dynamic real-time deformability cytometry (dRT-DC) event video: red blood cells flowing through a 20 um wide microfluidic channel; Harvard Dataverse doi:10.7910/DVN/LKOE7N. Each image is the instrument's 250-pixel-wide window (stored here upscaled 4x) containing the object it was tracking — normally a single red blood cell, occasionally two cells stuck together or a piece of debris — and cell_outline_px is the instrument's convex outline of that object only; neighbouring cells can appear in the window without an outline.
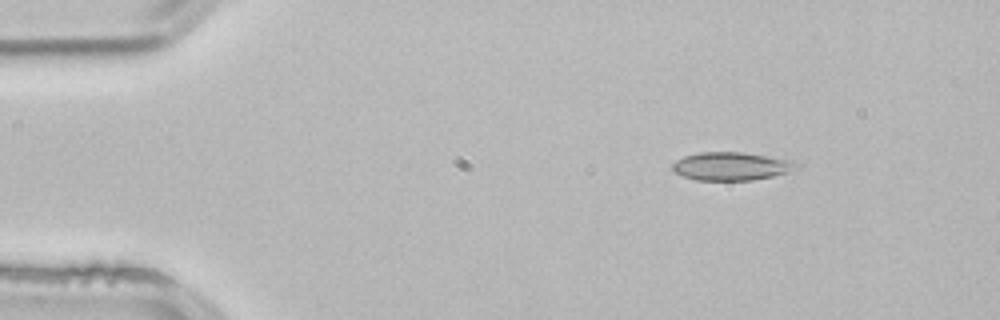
{"species": "common noctule bat (a hibernating species)", "species_latin": "Nyctalus noctula", "temperature_condition": "room temperature", "stored_images_in_passage": 3, "camera_frame_rate_fps": 3000, "um_per_image_px": 0.085, "animal": {"sex": "male", "body_mass_g": 21.5, "forearm_length_mm": 52.0}, "frame": {"image": 1, "passage_image": 1, "time_ms": 0.0, "image_size_px": [1000, 320], "cell_outline_px": [[788, 172], [772, 176], [752, 180], [696, 180], [684, 176], [676, 172], [672, 168], [672, 164], [676, 160], [684, 156], [700, 152], [744, 152], [788, 160]], "centroid_in_image_um": [61.98, 14.13], "position_along_channel_um": 23.0, "area_um2": 19.54}}